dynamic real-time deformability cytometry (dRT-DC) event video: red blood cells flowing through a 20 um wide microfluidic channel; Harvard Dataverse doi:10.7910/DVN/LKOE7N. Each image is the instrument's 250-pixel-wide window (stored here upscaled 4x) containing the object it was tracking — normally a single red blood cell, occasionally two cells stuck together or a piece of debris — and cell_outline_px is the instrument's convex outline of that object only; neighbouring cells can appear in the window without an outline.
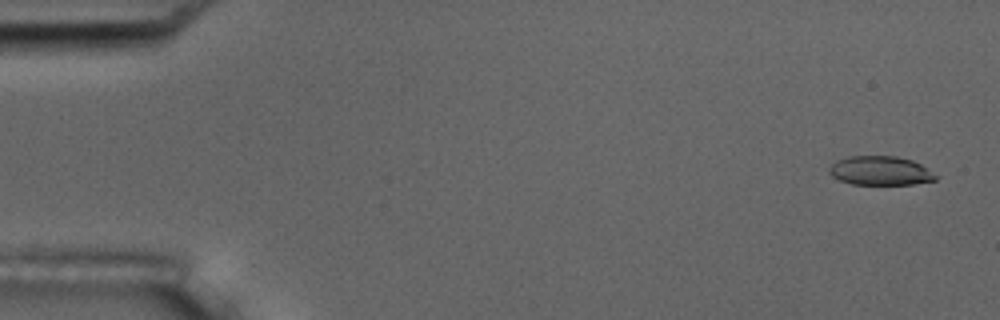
{"species": "common noctule bat (a hibernating species)", "species_latin": "Nyctalus noctula", "temperature_condition": "room temperature", "stored_images_in_passage": 5, "camera_frame_rate_fps": 3000, "um_per_image_px": 0.085, "animal": {"sex": "male", "body_mass_g": 17.5, "forearm_length_mm": 52.3}, "frame": {"image": 1, "passage_image": 1, "time_ms": 0.0, "image_size_px": [1000, 320], "cell_outline_px": [[936, 180], [912, 184], [852, 184], [840, 180], [832, 176], [828, 172], [828, 168], [836, 160], [848, 156], [896, 156], [912, 160], [920, 164], [936, 176]], "centroid_in_image_um": [74.77, 14.5], "position_along_channel_um": 10.2, "area_um2": 17.86}}
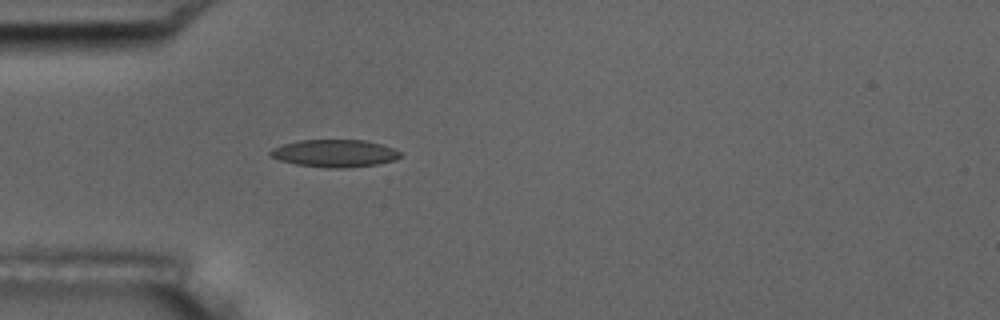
{"frame": {"image": 2, "passage_image": 5, "time_ms": 4.667, "image_size_px": [1000, 320], "cell_outline_px": [[400, 156], [396, 160], [376, 164], [340, 168], [328, 168], [296, 164], [280, 160], [272, 156], [268, 152], [272, 148], [284, 144], [300, 140], [364, 140], [380, 144], [392, 148], [400, 152]], "centroid_in_image_um": [28.43, 13.03], "position_along_channel_um": 56.6, "area_um2": 20.52}}